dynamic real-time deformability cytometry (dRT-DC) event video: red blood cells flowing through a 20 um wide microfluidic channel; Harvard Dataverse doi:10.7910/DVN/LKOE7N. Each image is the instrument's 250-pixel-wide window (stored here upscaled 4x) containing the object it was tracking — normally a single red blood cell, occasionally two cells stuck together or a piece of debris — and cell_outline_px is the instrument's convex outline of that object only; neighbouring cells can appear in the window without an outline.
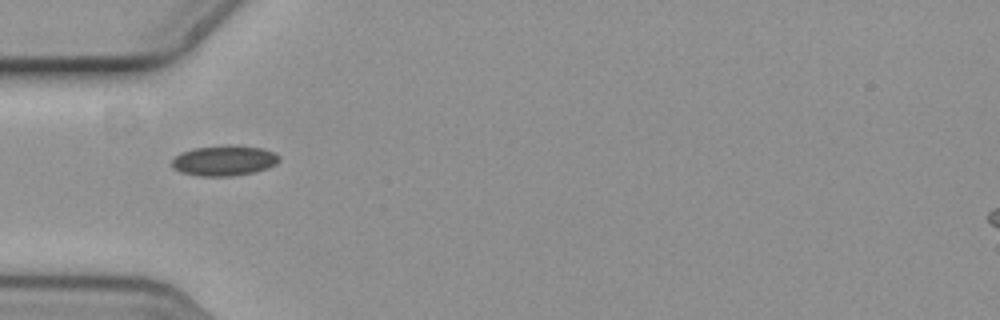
{"species": "common noctule bat (a hibernating species)", "species_latin": "Nyctalus noctula", "temperature_condition": "cold", "stored_images_in_passage": 2, "camera_frame_rate_fps": 3000, "um_per_image_px": 0.085, "animal": {"sex": "female", "body_mass_g": 19.3, "forearm_length_mm": 54.1}, "frame": {"image": 1, "passage_image": 1, "time_ms": 0.0, "image_size_px": [1000, 320], "cell_outline_px": [[280, 160], [276, 164], [268, 168], [252, 172], [228, 176], [200, 176], [180, 172], [172, 168], [172, 160], [180, 152], [192, 148], [224, 144], [236, 144], [264, 148], [276, 152], [280, 156]], "centroid_in_image_um": [19.07, 13.61], "position_along_channel_um": 65.9, "area_um2": 19.42}}
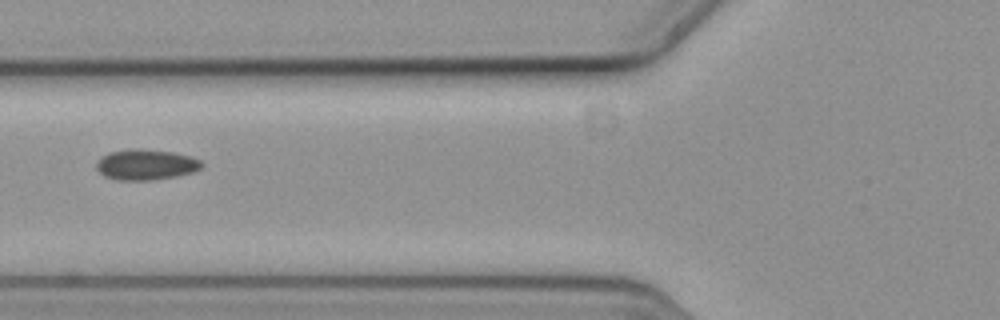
{"frame": {"image": 2, "passage_image": 2, "time_ms": 0.333, "image_size_px": [1000, 320], "cell_outline_px": [[204, 164], [200, 168], [192, 172], [176, 176], [152, 180], [116, 180], [104, 176], [96, 168], [96, 160], [100, 156], [108, 152], [136, 148], [172, 152], [188, 156], [200, 160]], "centroid_in_image_um": [12.35, 13.99], "position_along_channel_um": 113.5, "area_um2": 18.79}}